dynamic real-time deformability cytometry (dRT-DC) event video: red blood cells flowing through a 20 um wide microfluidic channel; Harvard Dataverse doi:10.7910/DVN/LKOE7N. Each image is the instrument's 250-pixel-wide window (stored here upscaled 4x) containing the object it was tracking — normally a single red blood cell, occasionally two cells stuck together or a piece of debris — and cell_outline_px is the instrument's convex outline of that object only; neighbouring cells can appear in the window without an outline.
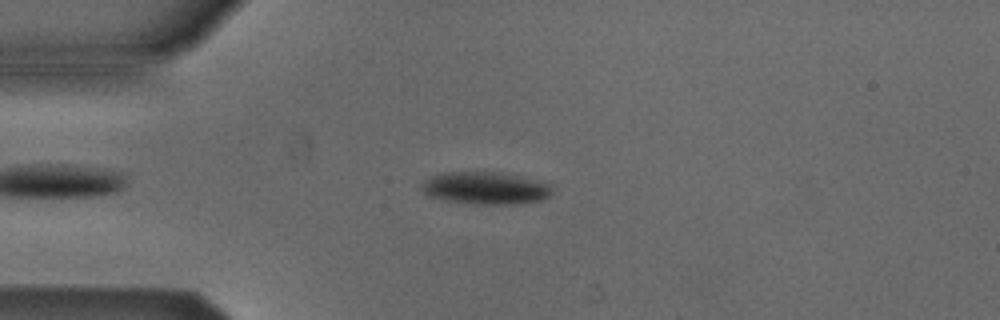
{"species": "Egyptian fruit bat (a non-hibernating species)", "species_latin": "Rousettus aegyptiacus", "temperature_condition": "cold", "stored_images_in_passage": 48, "camera_frame_rate_fps": 3000, "um_per_image_px": 0.085, "animal": {"sex": "male"}, "frame": {"image": 1, "passage_image": 8, "time_ms": 2.333, "image_size_px": [1000, 320], "cell_outline_px": [[552, 192], [548, 196], [540, 200], [520, 204], [484, 204], [444, 200], [428, 196], [420, 188], [420, 184], [424, 180], [440, 172], [500, 172], [520, 176], [548, 184]], "centroid_in_image_um": [41.2, 15.98], "position_along_channel_um": 43.8, "area_um2": 24.51}}
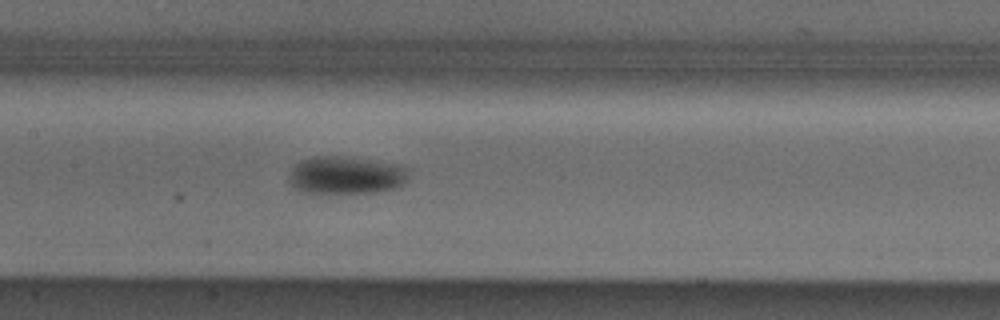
{"frame": {"image": 2, "passage_image": 20, "time_ms": 6.333, "image_size_px": [1000, 320], "cell_outline_px": [[408, 176], [396, 188], [376, 192], [300, 192], [292, 188], [288, 180], [288, 176], [292, 168], [300, 160], [312, 156], [336, 156], [404, 164], [408, 168]], "centroid_in_image_um": [29.37, 14.88], "position_along_channel_um": 178.0, "area_um2": 26.36}}
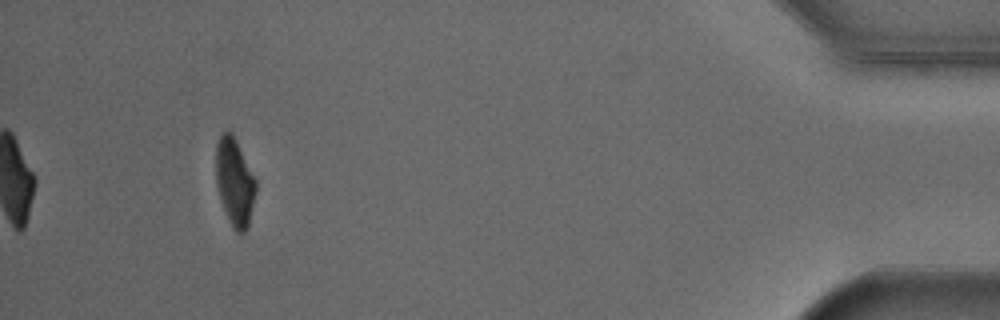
{"frame": {"image": 3, "passage_image": 44, "time_ms": 14.333, "image_size_px": [1000, 320], "cell_outline_px": [[256, 192], [248, 224], [244, 232], [236, 232], [232, 228], [228, 220], [216, 184], [216, 144], [220, 132], [228, 128], [232, 132], [256, 180]], "centroid_in_image_um": [19.93, 15.41], "position_along_channel_um": 415.3, "area_um2": 20.35}, "authors_computed_cell_mechanics": {"area_um2": 23.6691, "velocity_mm_per_s": 3.8622, "shape_relaxation_time_tau1_ms": 1.9649, "shape_relaxation_time_tau2_ms": null, "deformation_change_tau1": 0.119, "deformation_change_tau2": null}}